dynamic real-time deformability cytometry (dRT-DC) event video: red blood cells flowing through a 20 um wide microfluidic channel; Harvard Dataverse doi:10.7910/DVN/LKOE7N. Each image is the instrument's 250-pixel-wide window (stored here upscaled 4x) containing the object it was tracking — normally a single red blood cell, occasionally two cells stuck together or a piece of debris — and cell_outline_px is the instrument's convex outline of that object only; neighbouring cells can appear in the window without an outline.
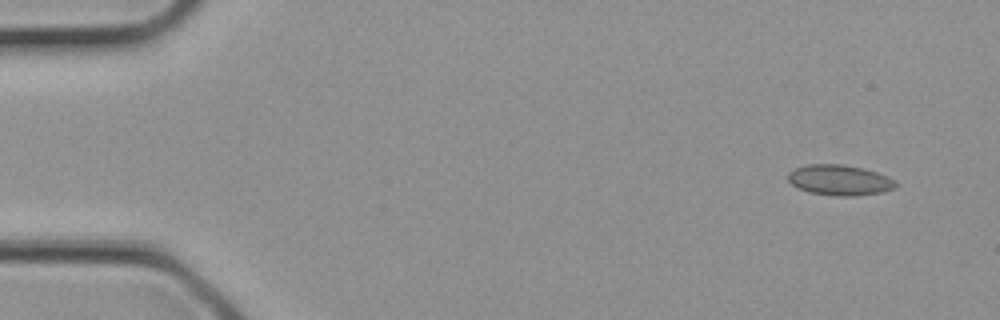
{"species": "common noctule bat (a hibernating species)", "species_latin": "Nyctalus noctula", "temperature_condition": "cold", "stored_images_in_passage": 4, "segment_of_instrument_passage": [2, 2], "camera_frame_rate_fps": 3000, "um_per_image_px": 0.085, "animal": {"sex": "female", "body_mass_g": 21.9}, "frame": {"image": 1, "passage_image": 4, "time_ms": 1.0, "image_size_px": [1000, 320], "cell_outline_px": [[896, 188], [880, 192], [852, 196], [836, 196], [808, 192], [796, 188], [788, 180], [788, 172], [796, 168], [808, 164], [840, 164], [864, 168], [888, 176], [896, 180]], "centroid_in_image_um": [71.35, 15.31], "position_along_channel_um": 13.6, "area_um2": 19.19}}